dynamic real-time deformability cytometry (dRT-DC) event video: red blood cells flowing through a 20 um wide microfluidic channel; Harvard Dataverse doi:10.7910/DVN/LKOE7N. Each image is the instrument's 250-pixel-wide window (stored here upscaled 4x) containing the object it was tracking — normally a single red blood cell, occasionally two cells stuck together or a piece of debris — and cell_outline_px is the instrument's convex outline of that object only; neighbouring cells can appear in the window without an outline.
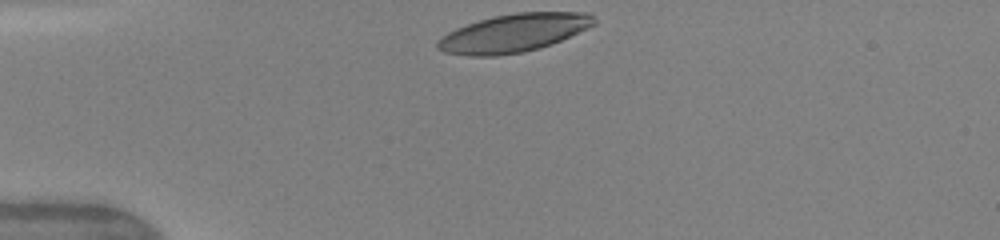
{"species": "human", "species_latin": "Homo sapiens", "temperature_condition": "warm", "stored_images_in_passage": 30, "camera_frame_rate_fps": 3000, "um_per_image_px": 0.085, "donor": {"sex": "female"}, "frame": {"image": 1, "passage_image": 1, "time_ms": 0.0, "image_size_px": [1000, 240], "cell_outline_px": [[596, 24], [588, 28], [552, 44], [540, 48], [524, 52], [496, 56], [468, 56], [444, 52], [436, 48], [436, 40], [448, 32], [456, 28], [492, 16], [516, 12], [588, 12], [596, 20]], "centroid_in_image_um": [43.65, 2.81], "position_along_channel_um": 41.4, "area_um2": 34.97}}
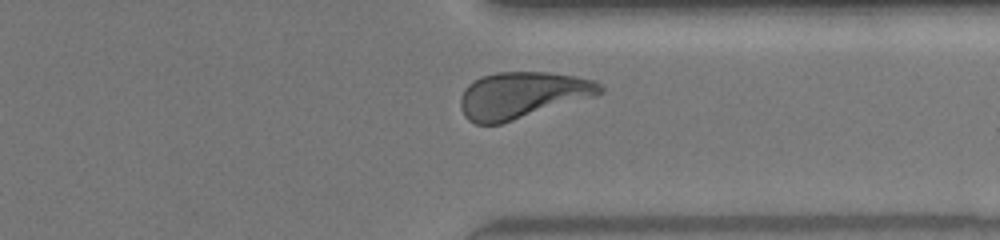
{"frame": {"image": 2, "passage_image": 27, "time_ms": 8.667, "image_size_px": [1000, 240], "cell_outline_px": [[604, 92], [596, 96], [500, 124], [476, 124], [468, 120], [464, 116], [460, 108], [460, 96], [464, 88], [468, 84], [480, 76], [496, 72], [548, 72], [576, 76], [596, 80], [604, 88]], "centroid_in_image_um": [44.38, 8.08], "position_along_channel_um": 367.0, "area_um2": 38.15}, "authors_computed_cell_mechanics": {"area_um2": 37.1076, "velocity_mm_per_s": 4.1695, "shape_relaxation_time_tau1_ms": 2.8862, "shape_relaxation_time_tau2_ms": 0.8856, "deformation_change_tau1": 0.178, "deformation_change_tau2": 0.0861}}